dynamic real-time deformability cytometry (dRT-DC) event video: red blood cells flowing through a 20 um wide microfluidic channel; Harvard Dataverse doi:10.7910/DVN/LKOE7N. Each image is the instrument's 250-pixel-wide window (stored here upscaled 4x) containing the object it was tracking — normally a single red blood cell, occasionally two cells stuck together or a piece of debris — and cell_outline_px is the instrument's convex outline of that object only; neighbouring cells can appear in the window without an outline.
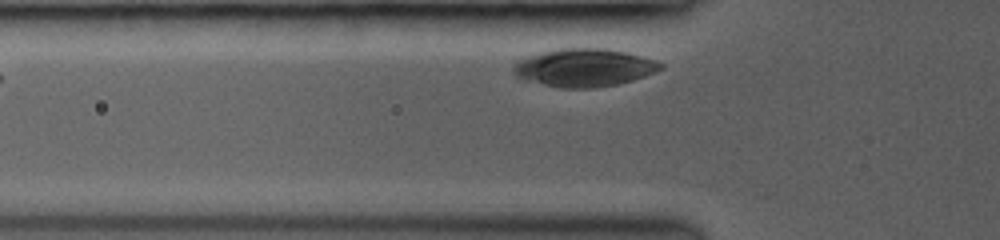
{"species": "common noctule bat (a hibernating species)", "species_latin": "Nyctalus noctula", "temperature_condition": "room temperature", "stored_images_in_passage": 3, "segment_of_instrument_passage": [2, 2], "camera_frame_rate_fps": 3500, "um_per_image_px": 0.085, "animal": {"sex": "female", "body_mass_g": 19.0, "forearm_length_mm": 53.3}, "frame": {"image": 1, "passage_image": 3, "time_ms": 0.571, "image_size_px": [1000, 240], "cell_outline_px": [[664, 68], [656, 72], [632, 80], [616, 84], [588, 88], [564, 88], [524, 80], [516, 76], [512, 72], [512, 64], [516, 60], [524, 56], [540, 52], [560, 48], [608, 48], [656, 60], [664, 64]], "centroid_in_image_um": [49.6, 5.73], "position_along_channel_um": 76.2, "area_um2": 32.71}}